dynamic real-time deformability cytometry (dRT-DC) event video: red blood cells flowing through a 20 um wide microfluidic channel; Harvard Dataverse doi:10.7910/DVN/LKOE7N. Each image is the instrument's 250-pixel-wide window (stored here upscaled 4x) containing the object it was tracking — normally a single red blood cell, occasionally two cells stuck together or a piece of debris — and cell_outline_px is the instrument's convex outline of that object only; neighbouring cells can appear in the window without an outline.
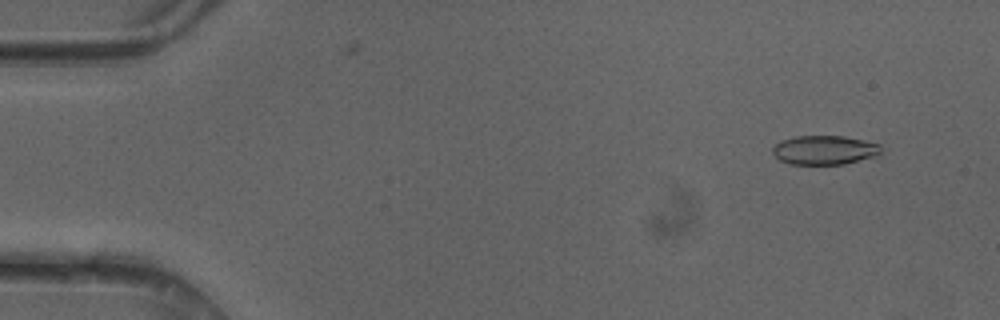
{"species": "common noctule bat (a hibernating species)", "species_latin": "Nyctalus noctula", "temperature_condition": "cold", "stored_images_in_passage": 49, "camera_frame_rate_fps": 3000, "um_per_image_px": 0.085, "animal": {"sex": "female"}, "frame": {"image": 1, "passage_image": 4, "time_ms": 1.0, "image_size_px": [1000, 320], "cell_outline_px": [[880, 152], [876, 156], [844, 164], [788, 164], [780, 160], [772, 152], [772, 148], [780, 140], [796, 136], [844, 136], [880, 144]], "centroid_in_image_um": [70.05, 12.75], "position_along_channel_um": 14.9, "area_um2": 18.32}}
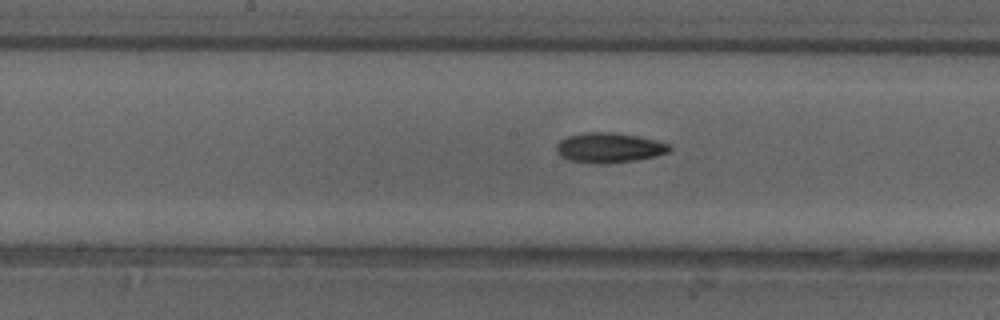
{"frame": {"image": 2, "passage_image": 25, "time_ms": 8.0, "image_size_px": [1000, 320], "cell_outline_px": [[672, 152], [656, 156], [636, 160], [608, 164], [604, 164], [568, 160], [560, 156], [556, 152], [556, 144], [560, 140], [568, 136], [584, 132], [616, 132], [660, 140], [668, 144], [672, 148]], "centroid_in_image_um": [51.81, 12.55], "position_along_channel_um": 196.4, "area_um2": 20.11}}
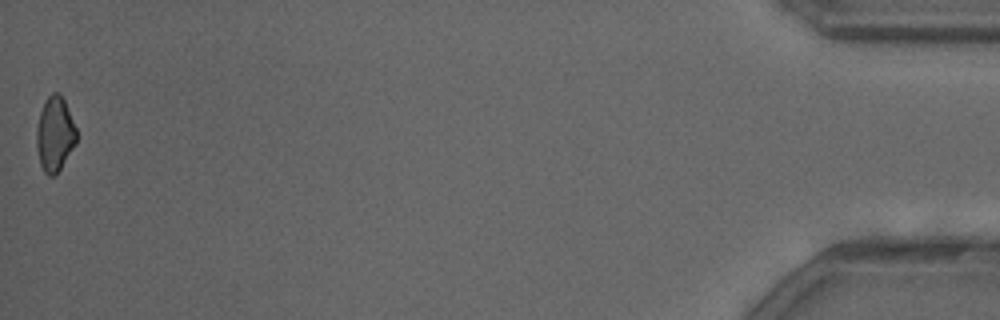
{"frame": {"image": 3, "passage_image": 49, "time_ms": 16.0, "image_size_px": [1000, 320], "cell_outline_px": [[76, 144], [60, 168], [52, 176], [48, 176], [44, 172], [40, 164], [36, 144], [36, 128], [40, 112], [48, 96], [52, 92], [60, 92], [64, 100], [76, 128]], "centroid_in_image_um": [4.65, 11.39], "position_along_channel_um": 430.5, "area_um2": 17.22}}